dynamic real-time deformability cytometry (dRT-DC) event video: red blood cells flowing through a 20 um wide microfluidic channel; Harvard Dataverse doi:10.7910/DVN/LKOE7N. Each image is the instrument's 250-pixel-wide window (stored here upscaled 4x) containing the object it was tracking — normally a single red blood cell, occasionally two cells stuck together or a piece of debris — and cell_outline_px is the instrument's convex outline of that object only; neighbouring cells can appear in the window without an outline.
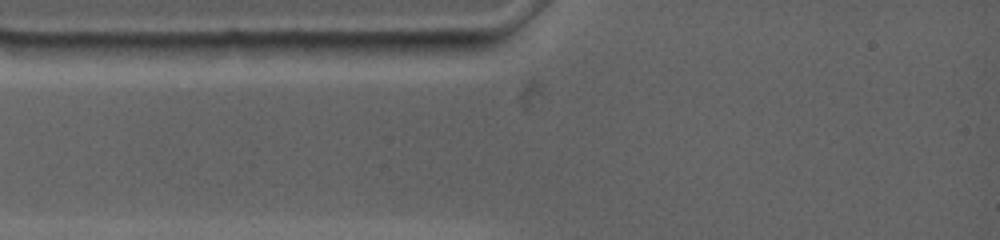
{"species": "common noctule bat (a hibernating species)", "species_latin": "Nyctalus noctula", "temperature_condition": "warm", "stored_images_in_passage": 1, "camera_frame_rate_fps": 4500, "um_per_image_px": 0.085, "animal": {"sex": "female", "body_mass_g": 19.0, "forearm_length_mm": 53.3}, "frame": {"image": 1, "passage_image": 1, "time_ms": 0.0, "image_size_px": [1000, 240], "cell_outline_px": [[516, 28], [512, 32], [492, 48], [476, 56], [428, 60], [348, 60], [348, 40]], "centroid_in_image_um": [36.26, 3.9], "position_along_channel_um": 48.7, "area_um2": 26.18}}